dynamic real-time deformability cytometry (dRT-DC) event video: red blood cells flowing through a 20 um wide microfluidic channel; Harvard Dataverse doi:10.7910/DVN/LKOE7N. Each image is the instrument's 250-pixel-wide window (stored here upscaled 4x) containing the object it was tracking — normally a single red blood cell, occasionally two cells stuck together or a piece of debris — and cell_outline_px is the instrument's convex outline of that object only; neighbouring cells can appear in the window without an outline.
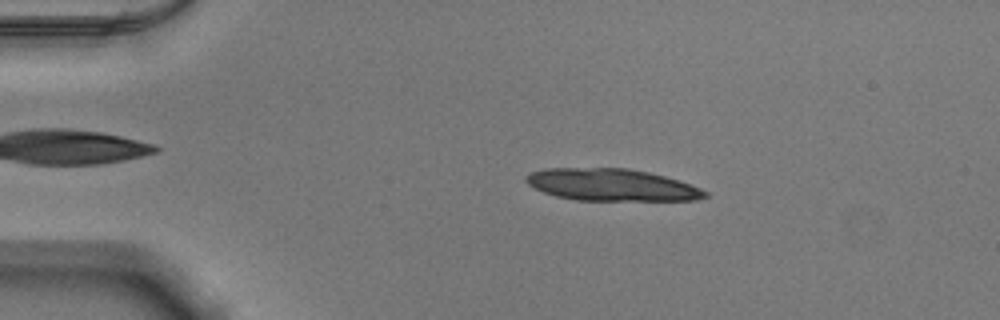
{"species": "Egyptian fruit bat (a non-hibernating species)", "species_latin": "Rousettus aegyptiacus", "temperature_condition": "warm", "stored_images_in_passage": 19, "camera_frame_rate_fps": 3000, "um_per_image_px": 0.085, "animal": {"sex": "male"}, "frame": {"image": 1, "passage_image": 9, "time_ms": 2.667, "image_size_px": [1000, 320], "cell_outline_px": [[708, 196], [696, 200], [576, 200], [556, 196], [544, 192], [528, 184], [524, 180], [524, 176], [532, 172], [544, 168], [628, 168], [648, 172], [664, 176], [700, 188], [708, 192]], "centroid_in_image_um": [51.95, 15.71], "position_along_channel_um": 33.0, "area_um2": 33.23}}